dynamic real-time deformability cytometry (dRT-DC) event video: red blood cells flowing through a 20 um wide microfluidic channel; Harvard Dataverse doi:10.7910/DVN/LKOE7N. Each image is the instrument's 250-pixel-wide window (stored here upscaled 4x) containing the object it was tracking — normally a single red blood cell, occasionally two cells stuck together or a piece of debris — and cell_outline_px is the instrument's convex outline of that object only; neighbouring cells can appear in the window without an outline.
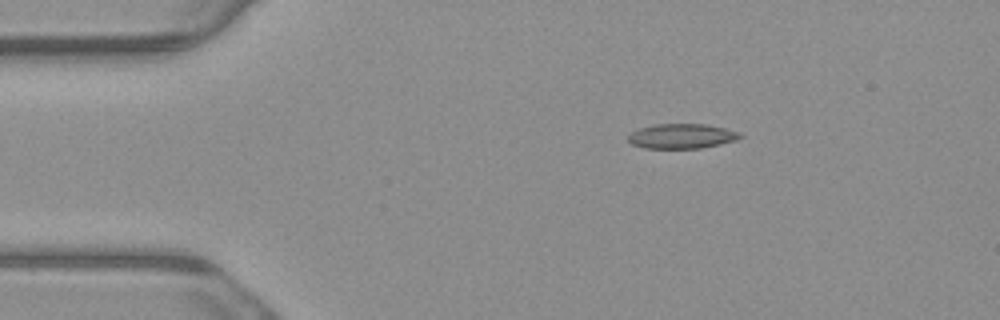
{"species": "common noctule bat (a hibernating species)", "species_latin": "Nyctalus noctula", "temperature_condition": "warm", "stored_images_in_passage": 4, "camera_frame_rate_fps": 3000, "um_per_image_px": 0.085, "animal": {"sex": "male", "body_mass_g": 23.1, "forearm_length_mm": 52.7}, "frame": {"image": 1, "passage_image": 1, "time_ms": 0.0, "image_size_px": [1000, 320], "cell_outline_px": [[744, 136], [736, 140], [720, 144], [700, 148], [644, 148], [632, 144], [628, 140], [628, 136], [632, 132], [640, 128], [656, 124], [704, 124], [724, 128], [740, 132]], "centroid_in_image_um": [57.96, 11.57], "position_along_channel_um": 27.0, "area_um2": 16.07}}
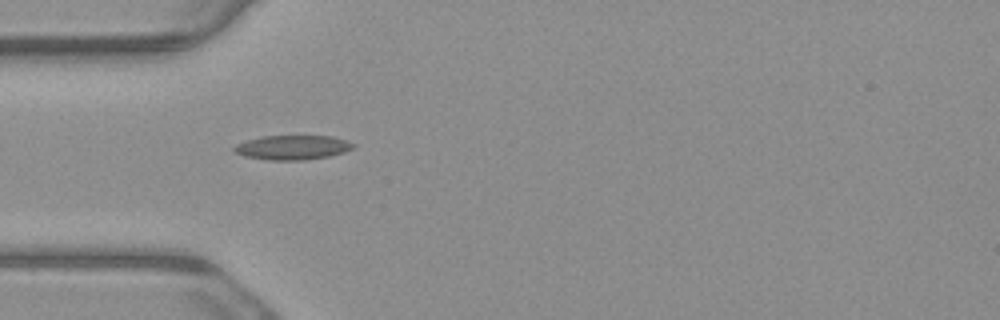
{"frame": {"image": 2, "passage_image": 3, "time_ms": 0.667, "image_size_px": [1000, 320], "cell_outline_px": [[356, 144], [352, 148], [344, 152], [328, 156], [304, 160], [268, 160], [244, 156], [236, 152], [232, 148], [236, 144], [248, 140], [264, 136], [332, 136]], "centroid_in_image_um": [24.85, 12.53], "position_along_channel_um": 60.1, "area_um2": 16.76}}
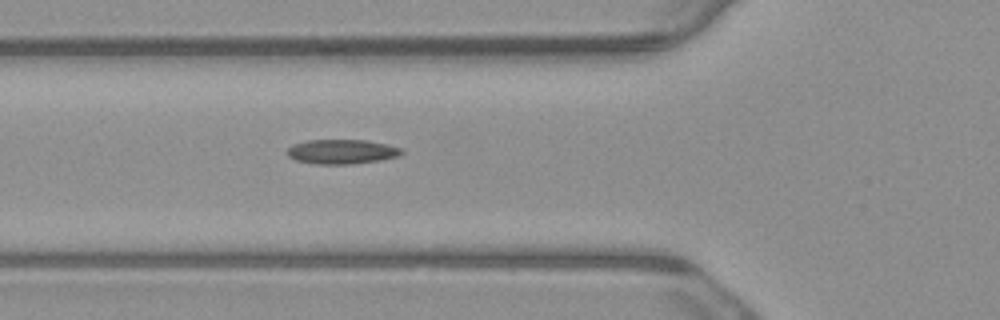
{"frame": {"image": 3, "passage_image": 4, "time_ms": 1.0, "image_size_px": [1000, 320], "cell_outline_px": [[404, 152], [396, 156], [380, 160], [352, 164], [316, 164], [296, 160], [288, 156], [284, 152], [292, 144], [308, 140], [368, 140], [388, 144], [404, 148]], "centroid_in_image_um": [29.04, 12.88], "position_along_channel_um": 96.8, "area_um2": 16.53}}